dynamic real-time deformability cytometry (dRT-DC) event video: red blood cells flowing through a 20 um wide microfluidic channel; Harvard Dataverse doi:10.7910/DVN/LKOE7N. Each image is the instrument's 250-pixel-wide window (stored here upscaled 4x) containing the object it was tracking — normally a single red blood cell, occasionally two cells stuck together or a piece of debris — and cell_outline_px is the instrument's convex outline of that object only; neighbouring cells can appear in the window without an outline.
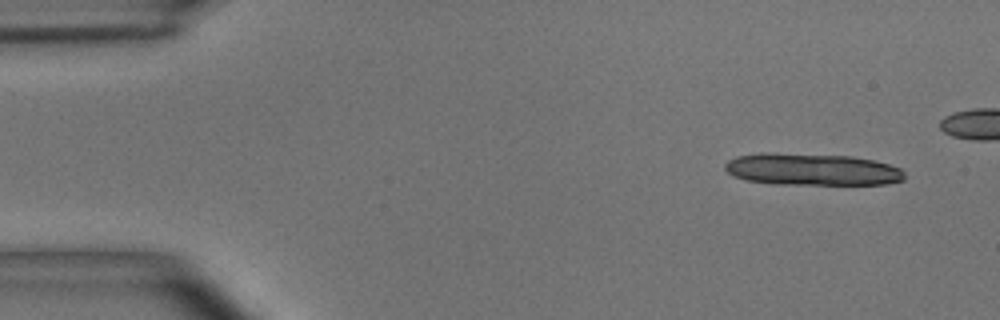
{"species": "common noctule bat (a hibernating species)", "species_latin": "Nyctalus noctula", "temperature_condition": "room temperature", "stored_images_in_passage": 5, "camera_frame_rate_fps": 3000, "um_per_image_px": 0.085, "animal": {"sex": "male", "body_mass_g": 15.6}, "frame": {"image": 1, "passage_image": 1, "time_ms": 0.0, "image_size_px": [1000, 320], "cell_outline_px": [[904, 180], [888, 184], [776, 184], [748, 180], [736, 176], [728, 172], [724, 168], [724, 164], [728, 160], [736, 156], [760, 152], [776, 152], [852, 156], [872, 160], [888, 164], [900, 168], [904, 172]], "centroid_in_image_um": [69.0, 14.38], "position_along_channel_um": 16.0, "area_um2": 33.64}}